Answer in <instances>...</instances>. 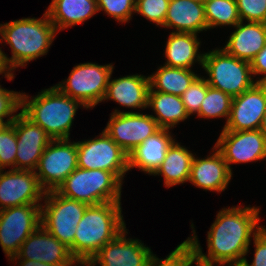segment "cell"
Listing matches in <instances>:
<instances>
[{
	"label": "cell",
	"mask_w": 266,
	"mask_h": 266,
	"mask_svg": "<svg viewBox=\"0 0 266 266\" xmlns=\"http://www.w3.org/2000/svg\"><path fill=\"white\" fill-rule=\"evenodd\" d=\"M159 129L157 121L149 114L115 109L104 131L129 155Z\"/></svg>",
	"instance_id": "cell-12"
},
{
	"label": "cell",
	"mask_w": 266,
	"mask_h": 266,
	"mask_svg": "<svg viewBox=\"0 0 266 266\" xmlns=\"http://www.w3.org/2000/svg\"><path fill=\"white\" fill-rule=\"evenodd\" d=\"M125 228L103 246L90 261L96 266H146L152 251L139 239L126 238Z\"/></svg>",
	"instance_id": "cell-18"
},
{
	"label": "cell",
	"mask_w": 266,
	"mask_h": 266,
	"mask_svg": "<svg viewBox=\"0 0 266 266\" xmlns=\"http://www.w3.org/2000/svg\"><path fill=\"white\" fill-rule=\"evenodd\" d=\"M173 32L197 34L208 30L204 3L195 0H170L163 28Z\"/></svg>",
	"instance_id": "cell-23"
},
{
	"label": "cell",
	"mask_w": 266,
	"mask_h": 266,
	"mask_svg": "<svg viewBox=\"0 0 266 266\" xmlns=\"http://www.w3.org/2000/svg\"><path fill=\"white\" fill-rule=\"evenodd\" d=\"M202 68L209 76L205 78L208 85L227 93L232 98L257 83L250 62L228 54L223 48L204 52Z\"/></svg>",
	"instance_id": "cell-6"
},
{
	"label": "cell",
	"mask_w": 266,
	"mask_h": 266,
	"mask_svg": "<svg viewBox=\"0 0 266 266\" xmlns=\"http://www.w3.org/2000/svg\"><path fill=\"white\" fill-rule=\"evenodd\" d=\"M29 97L21 93V112L45 130L52 140L69 139L77 109L81 106L86 108L79 100L63 94L55 85L35 97Z\"/></svg>",
	"instance_id": "cell-4"
},
{
	"label": "cell",
	"mask_w": 266,
	"mask_h": 266,
	"mask_svg": "<svg viewBox=\"0 0 266 266\" xmlns=\"http://www.w3.org/2000/svg\"><path fill=\"white\" fill-rule=\"evenodd\" d=\"M120 201L88 205L76 227L74 258L90 260L125 228Z\"/></svg>",
	"instance_id": "cell-3"
},
{
	"label": "cell",
	"mask_w": 266,
	"mask_h": 266,
	"mask_svg": "<svg viewBox=\"0 0 266 266\" xmlns=\"http://www.w3.org/2000/svg\"><path fill=\"white\" fill-rule=\"evenodd\" d=\"M41 204V225L61 243L69 247L74 257V237L76 227L83 217L88 204L72 200L47 191Z\"/></svg>",
	"instance_id": "cell-7"
},
{
	"label": "cell",
	"mask_w": 266,
	"mask_h": 266,
	"mask_svg": "<svg viewBox=\"0 0 266 266\" xmlns=\"http://www.w3.org/2000/svg\"><path fill=\"white\" fill-rule=\"evenodd\" d=\"M265 112L266 83H256L233 98L230 116L222 131L257 130Z\"/></svg>",
	"instance_id": "cell-16"
},
{
	"label": "cell",
	"mask_w": 266,
	"mask_h": 266,
	"mask_svg": "<svg viewBox=\"0 0 266 266\" xmlns=\"http://www.w3.org/2000/svg\"><path fill=\"white\" fill-rule=\"evenodd\" d=\"M223 49L230 55L251 62L266 45V24L240 21Z\"/></svg>",
	"instance_id": "cell-22"
},
{
	"label": "cell",
	"mask_w": 266,
	"mask_h": 266,
	"mask_svg": "<svg viewBox=\"0 0 266 266\" xmlns=\"http://www.w3.org/2000/svg\"><path fill=\"white\" fill-rule=\"evenodd\" d=\"M136 0H97L98 11H104L105 14L121 23H127L133 17L135 12Z\"/></svg>",
	"instance_id": "cell-34"
},
{
	"label": "cell",
	"mask_w": 266,
	"mask_h": 266,
	"mask_svg": "<svg viewBox=\"0 0 266 266\" xmlns=\"http://www.w3.org/2000/svg\"><path fill=\"white\" fill-rule=\"evenodd\" d=\"M113 69L112 64L81 63L74 66L67 80L55 86L63 94L79 100L86 109H92L98 103L104 102Z\"/></svg>",
	"instance_id": "cell-8"
},
{
	"label": "cell",
	"mask_w": 266,
	"mask_h": 266,
	"mask_svg": "<svg viewBox=\"0 0 266 266\" xmlns=\"http://www.w3.org/2000/svg\"><path fill=\"white\" fill-rule=\"evenodd\" d=\"M0 170V210L28 205L41 204L46 191L41 187L34 171L11 169Z\"/></svg>",
	"instance_id": "cell-14"
},
{
	"label": "cell",
	"mask_w": 266,
	"mask_h": 266,
	"mask_svg": "<svg viewBox=\"0 0 266 266\" xmlns=\"http://www.w3.org/2000/svg\"><path fill=\"white\" fill-rule=\"evenodd\" d=\"M212 150L207 158L193 157L188 181L203 190L220 193L227 188L233 173L221 152L215 146Z\"/></svg>",
	"instance_id": "cell-19"
},
{
	"label": "cell",
	"mask_w": 266,
	"mask_h": 266,
	"mask_svg": "<svg viewBox=\"0 0 266 266\" xmlns=\"http://www.w3.org/2000/svg\"><path fill=\"white\" fill-rule=\"evenodd\" d=\"M259 130L264 135V137L266 139V112L263 115L262 122H261Z\"/></svg>",
	"instance_id": "cell-41"
},
{
	"label": "cell",
	"mask_w": 266,
	"mask_h": 266,
	"mask_svg": "<svg viewBox=\"0 0 266 266\" xmlns=\"http://www.w3.org/2000/svg\"><path fill=\"white\" fill-rule=\"evenodd\" d=\"M8 260H10L11 262L12 261L14 262V260L17 261L16 263H14L16 265L19 261V263H20V264L18 263L19 266H55V265H50L48 263L32 261V260H27V259H20L17 255H14L13 257H11Z\"/></svg>",
	"instance_id": "cell-40"
},
{
	"label": "cell",
	"mask_w": 266,
	"mask_h": 266,
	"mask_svg": "<svg viewBox=\"0 0 266 266\" xmlns=\"http://www.w3.org/2000/svg\"><path fill=\"white\" fill-rule=\"evenodd\" d=\"M207 94V82L204 77L198 76L180 96L186 112L190 115L197 114L202 101Z\"/></svg>",
	"instance_id": "cell-35"
},
{
	"label": "cell",
	"mask_w": 266,
	"mask_h": 266,
	"mask_svg": "<svg viewBox=\"0 0 266 266\" xmlns=\"http://www.w3.org/2000/svg\"><path fill=\"white\" fill-rule=\"evenodd\" d=\"M169 129L160 128L128 155V167L138 168L148 175H153L166 157L168 148L175 139Z\"/></svg>",
	"instance_id": "cell-20"
},
{
	"label": "cell",
	"mask_w": 266,
	"mask_h": 266,
	"mask_svg": "<svg viewBox=\"0 0 266 266\" xmlns=\"http://www.w3.org/2000/svg\"><path fill=\"white\" fill-rule=\"evenodd\" d=\"M259 212L260 209L254 206L222 208L207 232L208 254L202 252L192 224L193 234L187 240L194 248L196 265L241 266L249 252L251 237L263 227L258 226Z\"/></svg>",
	"instance_id": "cell-1"
},
{
	"label": "cell",
	"mask_w": 266,
	"mask_h": 266,
	"mask_svg": "<svg viewBox=\"0 0 266 266\" xmlns=\"http://www.w3.org/2000/svg\"><path fill=\"white\" fill-rule=\"evenodd\" d=\"M1 74H4V76H5L9 81L13 80L14 77H15L14 73L11 72V71H0V75H1ZM2 89H3V88H2L1 85H0V91H1Z\"/></svg>",
	"instance_id": "cell-42"
},
{
	"label": "cell",
	"mask_w": 266,
	"mask_h": 266,
	"mask_svg": "<svg viewBox=\"0 0 266 266\" xmlns=\"http://www.w3.org/2000/svg\"><path fill=\"white\" fill-rule=\"evenodd\" d=\"M233 98L223 91L213 88L207 83V94L201 103L200 110L197 113L199 118H221L225 117L226 122L229 119Z\"/></svg>",
	"instance_id": "cell-30"
},
{
	"label": "cell",
	"mask_w": 266,
	"mask_h": 266,
	"mask_svg": "<svg viewBox=\"0 0 266 266\" xmlns=\"http://www.w3.org/2000/svg\"><path fill=\"white\" fill-rule=\"evenodd\" d=\"M20 259L48 263L55 266H71L77 260L72 256L69 247L61 243L40 225L22 243L18 253Z\"/></svg>",
	"instance_id": "cell-17"
},
{
	"label": "cell",
	"mask_w": 266,
	"mask_h": 266,
	"mask_svg": "<svg viewBox=\"0 0 266 266\" xmlns=\"http://www.w3.org/2000/svg\"><path fill=\"white\" fill-rule=\"evenodd\" d=\"M149 88V76L133 74L109 79L104 101L113 100L123 107L143 110L148 108Z\"/></svg>",
	"instance_id": "cell-21"
},
{
	"label": "cell",
	"mask_w": 266,
	"mask_h": 266,
	"mask_svg": "<svg viewBox=\"0 0 266 266\" xmlns=\"http://www.w3.org/2000/svg\"><path fill=\"white\" fill-rule=\"evenodd\" d=\"M41 225V204L14 206L0 210V245L9 259Z\"/></svg>",
	"instance_id": "cell-11"
},
{
	"label": "cell",
	"mask_w": 266,
	"mask_h": 266,
	"mask_svg": "<svg viewBox=\"0 0 266 266\" xmlns=\"http://www.w3.org/2000/svg\"><path fill=\"white\" fill-rule=\"evenodd\" d=\"M77 264V265H75ZM80 264V265H79ZM94 266V264L90 261V260H80V261H76L75 263H73L71 266Z\"/></svg>",
	"instance_id": "cell-43"
},
{
	"label": "cell",
	"mask_w": 266,
	"mask_h": 266,
	"mask_svg": "<svg viewBox=\"0 0 266 266\" xmlns=\"http://www.w3.org/2000/svg\"><path fill=\"white\" fill-rule=\"evenodd\" d=\"M21 108V93L3 88L0 91V120L14 121Z\"/></svg>",
	"instance_id": "cell-37"
},
{
	"label": "cell",
	"mask_w": 266,
	"mask_h": 266,
	"mask_svg": "<svg viewBox=\"0 0 266 266\" xmlns=\"http://www.w3.org/2000/svg\"><path fill=\"white\" fill-rule=\"evenodd\" d=\"M197 77L192 69L163 65L149 76L150 88L153 91L181 96Z\"/></svg>",
	"instance_id": "cell-28"
},
{
	"label": "cell",
	"mask_w": 266,
	"mask_h": 266,
	"mask_svg": "<svg viewBox=\"0 0 266 266\" xmlns=\"http://www.w3.org/2000/svg\"><path fill=\"white\" fill-rule=\"evenodd\" d=\"M250 67L252 69L253 77L256 75H264L263 77L258 78L257 83H266V45L251 60Z\"/></svg>",
	"instance_id": "cell-39"
},
{
	"label": "cell",
	"mask_w": 266,
	"mask_h": 266,
	"mask_svg": "<svg viewBox=\"0 0 266 266\" xmlns=\"http://www.w3.org/2000/svg\"><path fill=\"white\" fill-rule=\"evenodd\" d=\"M46 12L58 33L83 24L99 11L97 0H52Z\"/></svg>",
	"instance_id": "cell-25"
},
{
	"label": "cell",
	"mask_w": 266,
	"mask_h": 266,
	"mask_svg": "<svg viewBox=\"0 0 266 266\" xmlns=\"http://www.w3.org/2000/svg\"><path fill=\"white\" fill-rule=\"evenodd\" d=\"M203 3L208 29L235 26L241 21L236 0H205Z\"/></svg>",
	"instance_id": "cell-29"
},
{
	"label": "cell",
	"mask_w": 266,
	"mask_h": 266,
	"mask_svg": "<svg viewBox=\"0 0 266 266\" xmlns=\"http://www.w3.org/2000/svg\"><path fill=\"white\" fill-rule=\"evenodd\" d=\"M11 124L15 128L17 137L15 169L35 172L40 157L52 138L22 112L17 114Z\"/></svg>",
	"instance_id": "cell-15"
},
{
	"label": "cell",
	"mask_w": 266,
	"mask_h": 266,
	"mask_svg": "<svg viewBox=\"0 0 266 266\" xmlns=\"http://www.w3.org/2000/svg\"><path fill=\"white\" fill-rule=\"evenodd\" d=\"M255 252L254 259L248 264L245 258L241 266H266V227H262L253 237Z\"/></svg>",
	"instance_id": "cell-38"
},
{
	"label": "cell",
	"mask_w": 266,
	"mask_h": 266,
	"mask_svg": "<svg viewBox=\"0 0 266 266\" xmlns=\"http://www.w3.org/2000/svg\"><path fill=\"white\" fill-rule=\"evenodd\" d=\"M56 33L46 11L41 18L28 17L0 24V44L4 40L12 53L8 58L2 51L6 67L14 72L16 68L25 67L30 61L46 55Z\"/></svg>",
	"instance_id": "cell-2"
},
{
	"label": "cell",
	"mask_w": 266,
	"mask_h": 266,
	"mask_svg": "<svg viewBox=\"0 0 266 266\" xmlns=\"http://www.w3.org/2000/svg\"><path fill=\"white\" fill-rule=\"evenodd\" d=\"M194 263L196 264L194 248L186 239L165 259H159L152 253L146 266H193Z\"/></svg>",
	"instance_id": "cell-31"
},
{
	"label": "cell",
	"mask_w": 266,
	"mask_h": 266,
	"mask_svg": "<svg viewBox=\"0 0 266 266\" xmlns=\"http://www.w3.org/2000/svg\"><path fill=\"white\" fill-rule=\"evenodd\" d=\"M170 0H136L135 12L162 27Z\"/></svg>",
	"instance_id": "cell-33"
},
{
	"label": "cell",
	"mask_w": 266,
	"mask_h": 266,
	"mask_svg": "<svg viewBox=\"0 0 266 266\" xmlns=\"http://www.w3.org/2000/svg\"><path fill=\"white\" fill-rule=\"evenodd\" d=\"M121 189L122 182L112 172L77 167L55 191L63 197L97 205L121 201Z\"/></svg>",
	"instance_id": "cell-5"
},
{
	"label": "cell",
	"mask_w": 266,
	"mask_h": 266,
	"mask_svg": "<svg viewBox=\"0 0 266 266\" xmlns=\"http://www.w3.org/2000/svg\"><path fill=\"white\" fill-rule=\"evenodd\" d=\"M13 121H4V120H0V131L8 124H11Z\"/></svg>",
	"instance_id": "cell-45"
},
{
	"label": "cell",
	"mask_w": 266,
	"mask_h": 266,
	"mask_svg": "<svg viewBox=\"0 0 266 266\" xmlns=\"http://www.w3.org/2000/svg\"><path fill=\"white\" fill-rule=\"evenodd\" d=\"M1 43V41H0ZM2 48H0V71H10L7 67L6 64L3 60V55H2Z\"/></svg>",
	"instance_id": "cell-44"
},
{
	"label": "cell",
	"mask_w": 266,
	"mask_h": 266,
	"mask_svg": "<svg viewBox=\"0 0 266 266\" xmlns=\"http://www.w3.org/2000/svg\"><path fill=\"white\" fill-rule=\"evenodd\" d=\"M17 153V137L12 124L6 125L0 131V170L7 166L15 169Z\"/></svg>",
	"instance_id": "cell-32"
},
{
	"label": "cell",
	"mask_w": 266,
	"mask_h": 266,
	"mask_svg": "<svg viewBox=\"0 0 266 266\" xmlns=\"http://www.w3.org/2000/svg\"><path fill=\"white\" fill-rule=\"evenodd\" d=\"M98 136L76 142L78 167L112 172L123 183L129 171L128 154L104 130Z\"/></svg>",
	"instance_id": "cell-9"
},
{
	"label": "cell",
	"mask_w": 266,
	"mask_h": 266,
	"mask_svg": "<svg viewBox=\"0 0 266 266\" xmlns=\"http://www.w3.org/2000/svg\"><path fill=\"white\" fill-rule=\"evenodd\" d=\"M232 172L231 164L266 159V139L257 130L222 131L215 143Z\"/></svg>",
	"instance_id": "cell-13"
},
{
	"label": "cell",
	"mask_w": 266,
	"mask_h": 266,
	"mask_svg": "<svg viewBox=\"0 0 266 266\" xmlns=\"http://www.w3.org/2000/svg\"><path fill=\"white\" fill-rule=\"evenodd\" d=\"M69 140H52L40 157L35 174L46 192L56 190L78 167L77 145Z\"/></svg>",
	"instance_id": "cell-10"
},
{
	"label": "cell",
	"mask_w": 266,
	"mask_h": 266,
	"mask_svg": "<svg viewBox=\"0 0 266 266\" xmlns=\"http://www.w3.org/2000/svg\"><path fill=\"white\" fill-rule=\"evenodd\" d=\"M197 34L171 32L165 48V66L191 69L194 63L203 65L204 53L199 52L200 40Z\"/></svg>",
	"instance_id": "cell-24"
},
{
	"label": "cell",
	"mask_w": 266,
	"mask_h": 266,
	"mask_svg": "<svg viewBox=\"0 0 266 266\" xmlns=\"http://www.w3.org/2000/svg\"><path fill=\"white\" fill-rule=\"evenodd\" d=\"M193 157L194 154L190 150L174 141L153 175L163 176L166 188L188 182Z\"/></svg>",
	"instance_id": "cell-26"
},
{
	"label": "cell",
	"mask_w": 266,
	"mask_h": 266,
	"mask_svg": "<svg viewBox=\"0 0 266 266\" xmlns=\"http://www.w3.org/2000/svg\"><path fill=\"white\" fill-rule=\"evenodd\" d=\"M241 21L266 24V0H236Z\"/></svg>",
	"instance_id": "cell-36"
},
{
	"label": "cell",
	"mask_w": 266,
	"mask_h": 266,
	"mask_svg": "<svg viewBox=\"0 0 266 266\" xmlns=\"http://www.w3.org/2000/svg\"><path fill=\"white\" fill-rule=\"evenodd\" d=\"M147 107L155 112L156 116H151L163 129L170 130L190 117L180 96L153 91L151 88L148 91Z\"/></svg>",
	"instance_id": "cell-27"
}]
</instances>
